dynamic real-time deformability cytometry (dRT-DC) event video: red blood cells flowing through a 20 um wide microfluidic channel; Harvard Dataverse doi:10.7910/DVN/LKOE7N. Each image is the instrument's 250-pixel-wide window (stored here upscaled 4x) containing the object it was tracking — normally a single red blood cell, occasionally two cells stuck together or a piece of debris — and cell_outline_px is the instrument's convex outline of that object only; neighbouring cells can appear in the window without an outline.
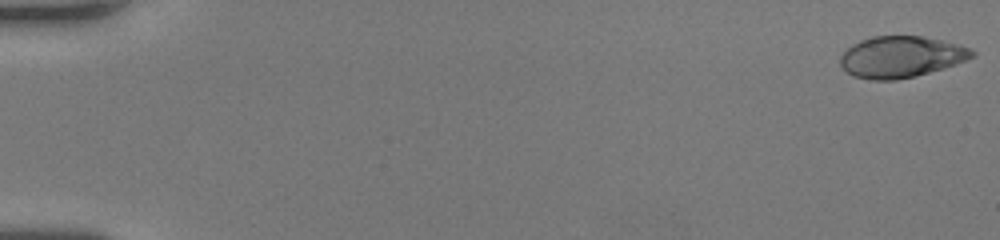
{"species": "human", "species_latin": "Homo sapiens", "temperature_condition": "room temperature", "stored_images_in_passage": 63, "camera_frame_rate_fps": 3000, "um_per_image_px": 0.085, "donor": {"sex": "female"}, "frame": {"image": 1, "passage_image": 1, "time_ms": 0.0, "image_size_px": [1000, 240], "cell_outline_px": [[976, 56], [956, 64], [916, 76], [896, 80], [872, 80], [852, 76], [840, 64], [840, 56], [852, 44], [860, 40], [872, 36], [924, 36], [960, 44], [972, 48], [976, 52]], "centroid_in_image_um": [76.62, 4.83], "position_along_channel_um": 8.4, "area_um2": 31.96}}
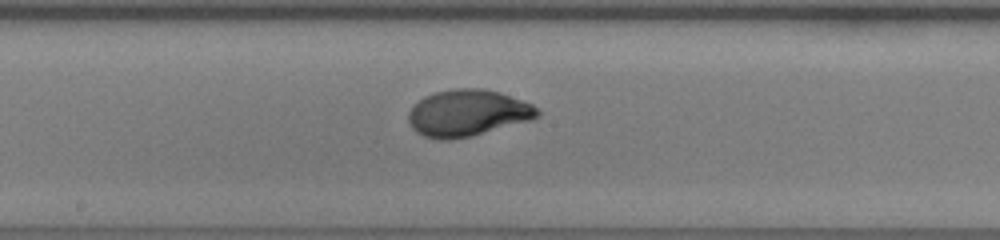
{"frame": {"image": 2, "passage_image": 35, "time_ms": 11.333, "image_size_px": [1000, 240], "cell_outline_px": [[540, 116], [532, 120], [472, 136], [448, 140], [436, 140], [424, 136], [416, 132], [412, 128], [408, 120], [408, 112], [424, 96], [432, 92], [456, 88], [480, 88], [500, 92], [532, 104], [540, 112]], "centroid_in_image_um": [39.74, 9.61], "position_along_channel_um": 208.5, "area_um2": 35.2}}
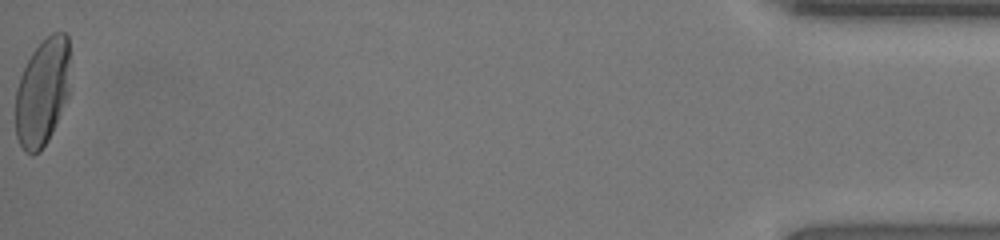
{"frame": {"image": 3, "passage_image": 63, "time_ms": 20.667, "image_size_px": [1000, 240], "cell_outline_px": [[68, 96], [56, 124], [48, 140], [40, 152], [32, 156], [24, 152], [16, 136], [16, 88], [20, 76], [32, 52], [52, 32], [64, 32], [68, 36]], "centroid_in_image_um": [3.58, 7.88], "position_along_channel_um": 431.6, "area_um2": 33.99}}